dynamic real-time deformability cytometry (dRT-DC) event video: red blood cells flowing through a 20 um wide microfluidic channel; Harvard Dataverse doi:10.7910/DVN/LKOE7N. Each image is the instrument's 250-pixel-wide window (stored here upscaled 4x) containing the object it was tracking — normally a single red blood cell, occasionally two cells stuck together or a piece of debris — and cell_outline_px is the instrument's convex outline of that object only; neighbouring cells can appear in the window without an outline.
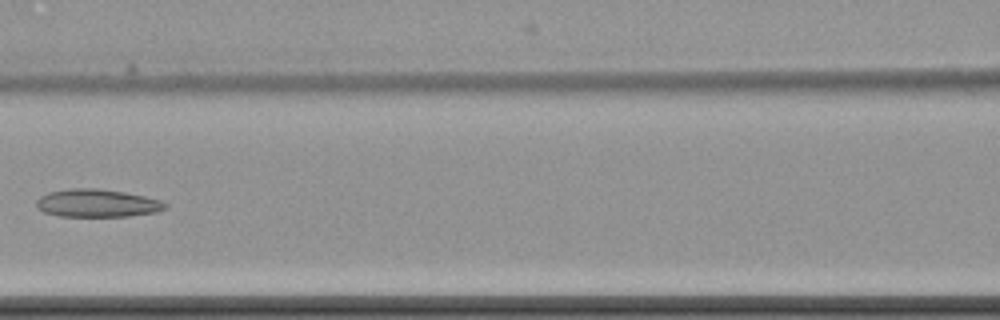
{"species": "common noctule bat (a hibernating species)", "species_latin": "Nyctalus noctula", "temperature_condition": "cold", "stored_images_in_passage": 6, "camera_frame_rate_fps": 3000, "um_per_image_px": 0.085, "animal": {"sex": "female", "body_mass_g": 22.7, "forearm_length_mm": 54.2}, "frame": {"image": 1, "passage_image": 6, "time_ms": 7.0, "image_size_px": [1000, 320], "cell_outline_px": [[168, 208], [156, 212], [128, 216], [60, 216], [44, 212], [36, 204], [36, 200], [40, 196], [48, 192], [68, 188], [100, 188], [124, 192], [144, 196], [160, 200], [168, 204]], "centroid_in_image_um": [8.27, 17.26], "position_along_channel_um": 158.3, "area_um2": 20.98}}